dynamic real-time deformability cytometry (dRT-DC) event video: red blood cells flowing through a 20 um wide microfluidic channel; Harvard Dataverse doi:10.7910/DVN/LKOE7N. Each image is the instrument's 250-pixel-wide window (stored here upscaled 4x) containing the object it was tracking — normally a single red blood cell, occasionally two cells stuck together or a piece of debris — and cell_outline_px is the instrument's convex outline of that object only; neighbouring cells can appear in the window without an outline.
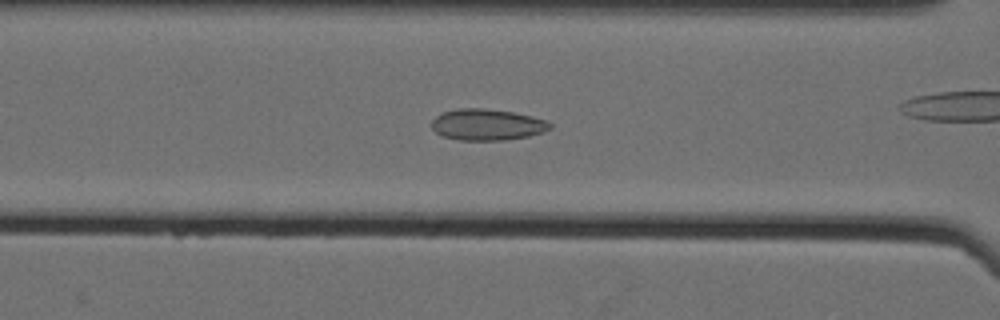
{"species": "Egyptian fruit bat (a non-hibernating species)", "species_latin": "Rousettus aegyptiacus", "temperature_condition": "cold", "stored_images_in_passage": 56, "camera_frame_rate_fps": 3000, "um_per_image_px": 0.085, "animal": {"sex": "female"}, "frame": {"image": 1, "passage_image": 23, "time_ms": 7.333, "image_size_px": [1000, 320], "cell_outline_px": [[552, 128], [544, 132], [528, 136], [504, 140], [460, 140], [440, 136], [432, 128], [432, 120], [440, 112], [460, 108], [484, 108], [512, 112], [532, 116], [548, 120], [552, 124]], "centroid_in_image_um": [41.41, 10.59], "position_along_channel_um": 125.2, "area_um2": 21.79}}
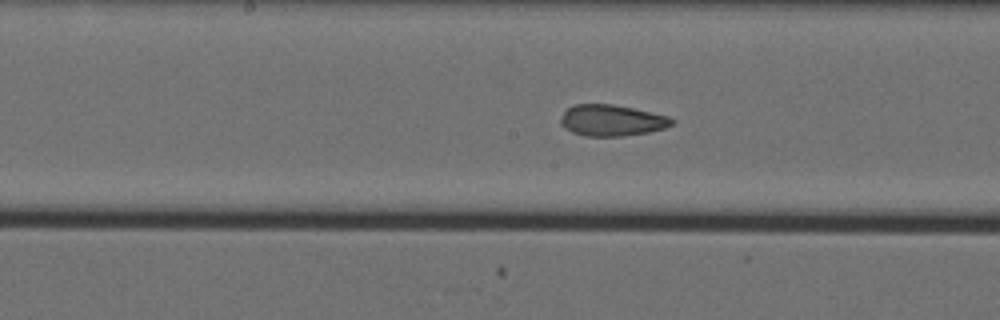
{"frame": {"image": 2, "passage_image": 29, "time_ms": 9.333, "image_size_px": [1000, 320], "cell_outline_px": [[676, 120], [672, 124], [664, 128], [648, 132], [624, 136], [584, 136], [572, 132], [564, 128], [560, 124], [560, 116], [572, 104], [612, 104], [632, 108], [668, 116]], "centroid_in_image_um": [51.96, 10.23], "position_along_channel_um": 196.2, "area_um2": 20.29}}
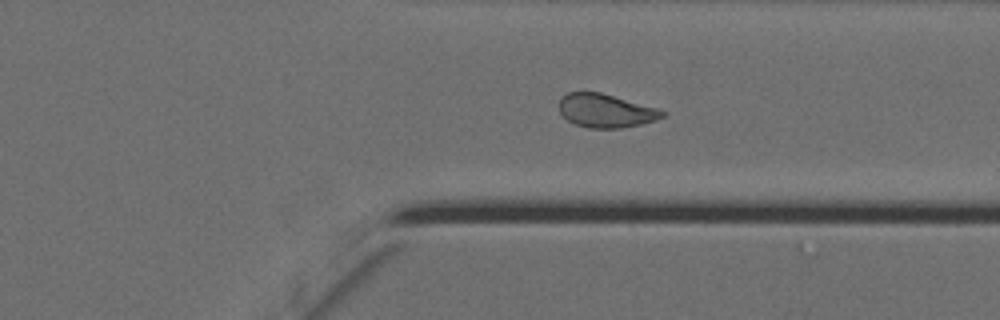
{"frame": {"image": 3, "passage_image": 43, "time_ms": 14.0, "image_size_px": [1000, 320], "cell_outline_px": [[664, 116], [656, 120], [640, 124], [620, 128], [588, 128], [576, 124], [568, 120], [560, 112], [560, 96], [568, 92], [600, 92], [660, 108], [664, 112]], "centroid_in_image_um": [51.5, 9.4], "position_along_channel_um": 359.9, "area_um2": 20.17}, "authors_computed_cell_mechanics": {"area_um2": 21.386, "velocity_mm_per_s": 3.5329, "shape_relaxation_time_tau1_ms": 8.8565, "shape_relaxation_time_tau2_ms": 1.8411, "deformation_change_tau1": 0.1441, "deformation_change_tau2": 0.0859}}